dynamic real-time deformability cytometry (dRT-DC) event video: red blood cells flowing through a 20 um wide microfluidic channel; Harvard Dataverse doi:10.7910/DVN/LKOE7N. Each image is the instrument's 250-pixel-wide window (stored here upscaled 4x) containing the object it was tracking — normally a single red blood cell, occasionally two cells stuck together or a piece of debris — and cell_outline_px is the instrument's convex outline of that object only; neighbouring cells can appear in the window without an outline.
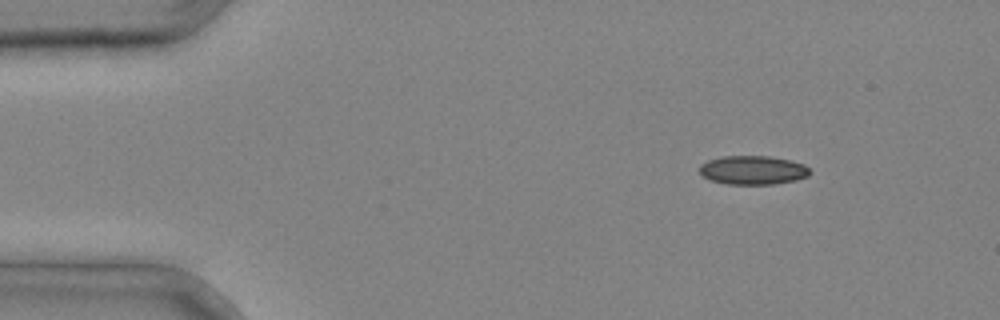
{"species": "common noctule bat (a hibernating species)", "species_latin": "Nyctalus noctula", "temperature_condition": "cold", "stored_images_in_passage": 4, "camera_frame_rate_fps": 3000, "um_per_image_px": 0.085, "animal": {"sex": "male", "body_mass_g": 20.4}, "frame": {"image": 1, "passage_image": 1, "time_ms": 0.0, "image_size_px": [1000, 320], "cell_outline_px": [[812, 172], [808, 176], [796, 180], [772, 184], [728, 184], [712, 180], [704, 176], [700, 172], [700, 164], [708, 160], [724, 156], [768, 156], [792, 160], [804, 164]], "centroid_in_image_um": [64.03, 14.45], "position_along_channel_um": 21.0, "area_um2": 18.5}}
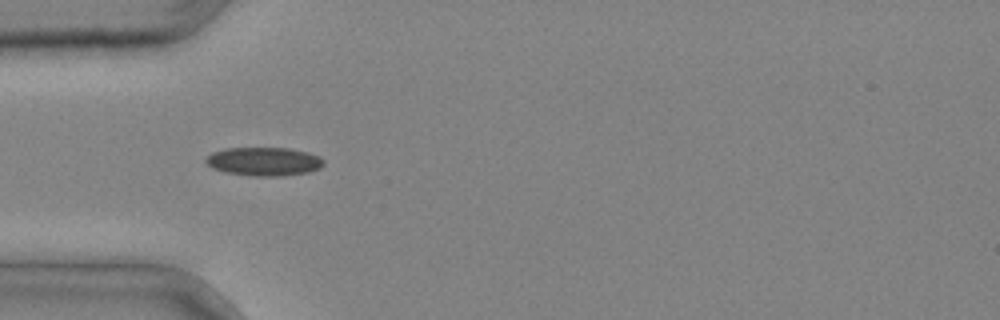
{"frame": {"image": 2, "passage_image": 3, "time_ms": 0.667, "image_size_px": [1000, 320], "cell_outline_px": [[324, 164], [320, 168], [308, 172], [280, 176], [256, 176], [224, 172], [212, 168], [204, 160], [212, 152], [224, 148], [288, 148], [308, 152], [320, 156], [324, 160]], "centroid_in_image_um": [22.44, 13.72], "position_along_channel_um": 62.6, "area_um2": 19.65}}